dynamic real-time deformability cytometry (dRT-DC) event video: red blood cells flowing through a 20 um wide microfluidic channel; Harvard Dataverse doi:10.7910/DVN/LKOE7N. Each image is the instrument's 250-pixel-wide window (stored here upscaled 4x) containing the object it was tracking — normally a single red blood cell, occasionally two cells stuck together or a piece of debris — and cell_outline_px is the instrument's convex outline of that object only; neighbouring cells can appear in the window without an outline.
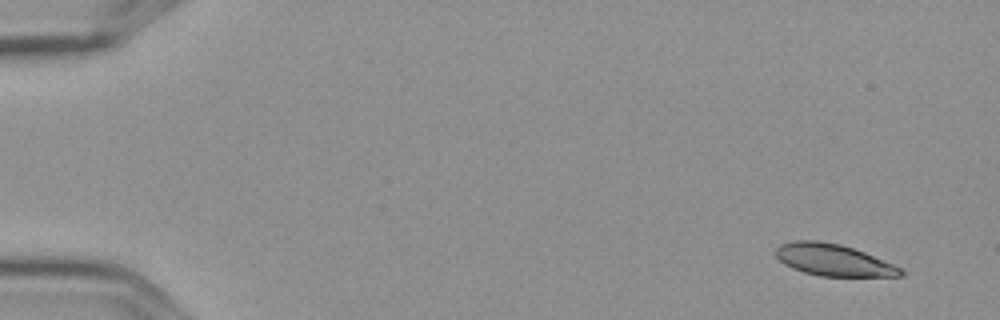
{"species": "Egyptian fruit bat (a non-hibernating species)", "species_latin": "Rousettus aegyptiacus", "temperature_condition": "cold", "stored_images_in_passage": 6, "segment_of_instrument_passage": [1, 2], "camera_frame_rate_fps": 3000, "um_per_image_px": 0.085, "frame": {"image": 1, "passage_image": 1, "time_ms": 0.0, "image_size_px": [1000, 320], "cell_outline_px": [[904, 272], [900, 276], [820, 276], [804, 272], [792, 268], [784, 264], [776, 256], [776, 248], [780, 244], [792, 240], [816, 240], [840, 244], [864, 252], [904, 268]], "centroid_in_image_um": [70.83, 22.09], "position_along_channel_um": 14.2, "area_um2": 23.12}}